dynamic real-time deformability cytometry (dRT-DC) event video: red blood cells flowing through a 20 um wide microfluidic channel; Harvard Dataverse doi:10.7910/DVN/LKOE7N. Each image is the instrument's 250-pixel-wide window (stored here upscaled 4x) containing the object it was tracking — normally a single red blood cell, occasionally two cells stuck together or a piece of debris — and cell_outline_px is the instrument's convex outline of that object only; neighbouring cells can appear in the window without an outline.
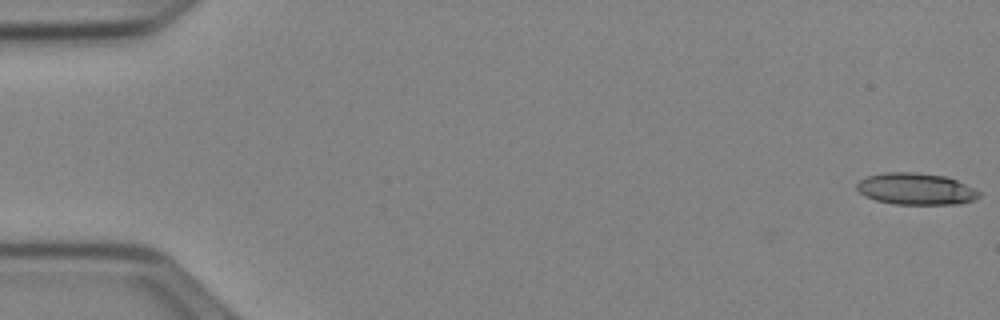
{"species": "Egyptian fruit bat (a non-hibernating species)", "species_latin": "Rousettus aegyptiacus", "temperature_condition": "cold", "stored_images_in_passage": 52, "camera_frame_rate_fps": 3000, "um_per_image_px": 0.085, "animal": {"sex": "female"}, "frame": {"image": 1, "passage_image": 1, "time_ms": 0.0, "image_size_px": [1000, 320], "cell_outline_px": [[980, 196], [976, 200], [956, 204], [896, 204], [876, 200], [864, 196], [856, 188], [856, 184], [860, 180], [868, 176], [884, 172], [916, 172], [948, 176], [980, 192]], "centroid_in_image_um": [77.85, 16.05], "position_along_channel_um": 7.2, "area_um2": 22.6}}
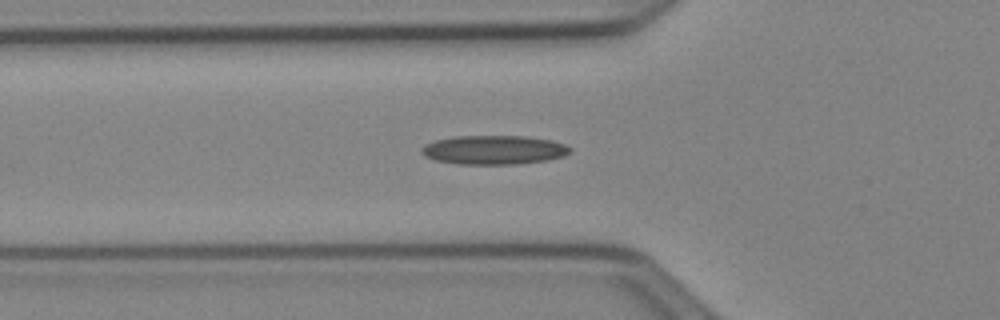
{"frame": {"image": 2, "passage_image": 19, "time_ms": 6.0, "image_size_px": [1000, 320], "cell_outline_px": [[572, 152], [564, 156], [544, 160], [516, 164], [456, 164], [436, 160], [424, 156], [420, 152], [420, 148], [424, 144], [436, 140], [452, 136], [524, 136], [552, 140], [564, 144], [572, 148]], "centroid_in_image_um": [41.95, 12.73], "position_along_channel_um": 83.8, "area_um2": 25.26}}
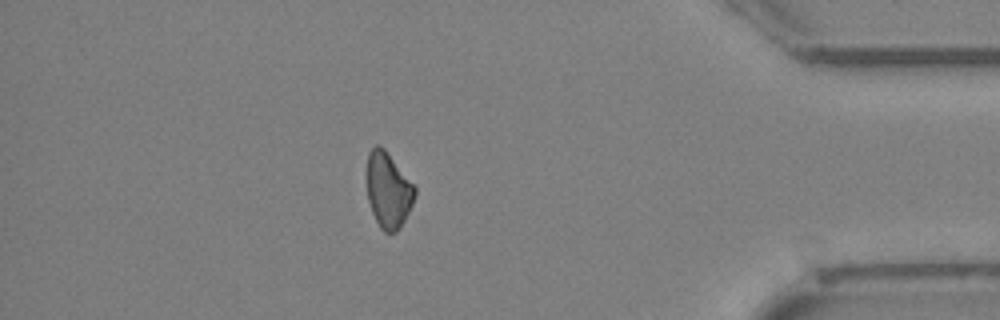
{"frame": {"image": 3, "passage_image": 46, "time_ms": 15.0, "image_size_px": [1000, 320], "cell_outline_px": [[416, 192], [412, 204], [400, 228], [396, 232], [384, 232], [380, 228], [372, 212], [368, 200], [364, 176], [368, 152], [376, 144], [380, 144], [384, 148], [416, 188]], "centroid_in_image_um": [32.94, 16.13], "position_along_channel_um": 402.3, "area_um2": 21.44}}